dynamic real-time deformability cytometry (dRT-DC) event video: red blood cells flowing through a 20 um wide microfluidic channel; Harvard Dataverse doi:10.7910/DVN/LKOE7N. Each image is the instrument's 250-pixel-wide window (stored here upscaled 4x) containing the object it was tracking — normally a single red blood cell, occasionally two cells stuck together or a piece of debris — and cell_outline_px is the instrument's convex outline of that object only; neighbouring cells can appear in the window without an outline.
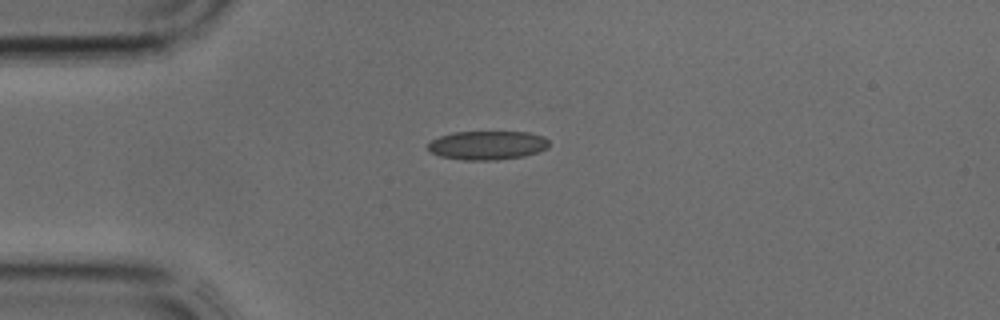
{"species": "common noctule bat (a hibernating species)", "species_latin": "Nyctalus noctula", "temperature_condition": "cold", "stored_images_in_passage": 12, "camera_frame_rate_fps": 3000, "um_per_image_px": 0.085, "animal": {"sex": "male", "body_mass_g": 17.9, "forearm_length_mm": 54.2}, "frame": {"image": 1, "passage_image": 1, "time_ms": 0.0, "image_size_px": [1000, 320], "cell_outline_px": [[548, 148], [524, 156], [496, 160], [464, 160], [440, 156], [432, 152], [428, 148], [428, 144], [432, 140], [440, 136], [452, 132], [528, 132], [544, 136], [548, 140]], "centroid_in_image_um": [41.44, 12.34], "position_along_channel_um": 43.6, "area_um2": 20.29}}
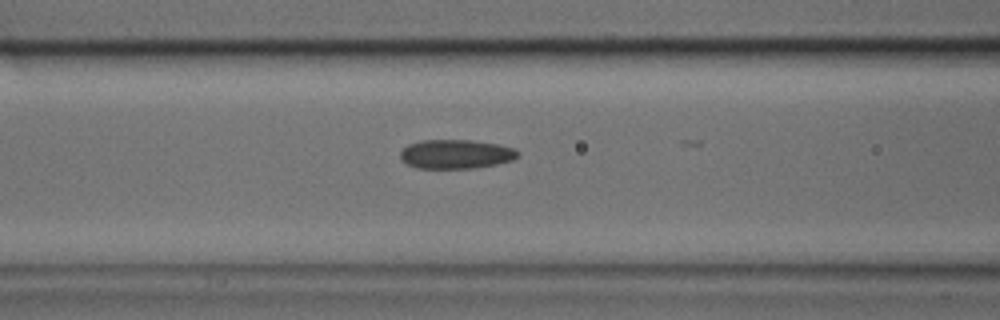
{"frame": {"image": 2, "passage_image": 7, "time_ms": 2.0, "image_size_px": [1000, 320], "cell_outline_px": [[520, 156], [512, 160], [496, 164], [476, 168], [416, 168], [400, 160], [400, 152], [408, 144], [420, 140], [472, 140], [496, 144], [516, 148], [520, 152]], "centroid_in_image_um": [38.76, 13.1], "position_along_channel_um": 127.8, "area_um2": 20.11}}